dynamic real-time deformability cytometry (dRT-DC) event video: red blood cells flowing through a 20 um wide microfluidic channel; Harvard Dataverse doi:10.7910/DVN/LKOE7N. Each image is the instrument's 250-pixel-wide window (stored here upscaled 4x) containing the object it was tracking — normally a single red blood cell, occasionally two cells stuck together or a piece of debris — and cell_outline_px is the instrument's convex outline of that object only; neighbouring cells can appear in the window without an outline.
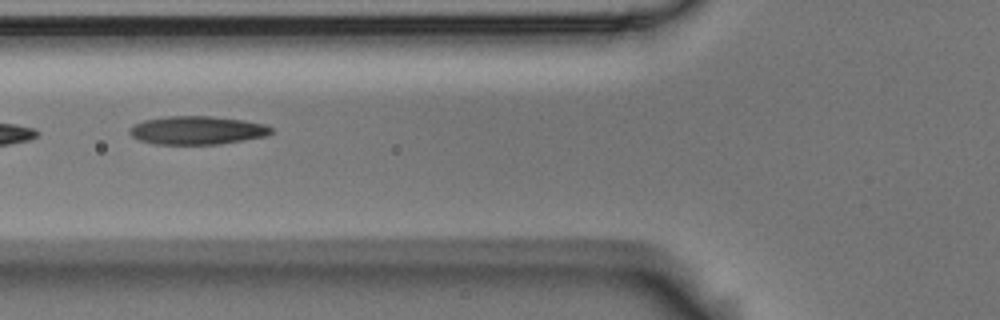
{"species": "Egyptian fruit bat (a non-hibernating species)", "species_latin": "Rousettus aegyptiacus", "temperature_condition": "room temperature", "stored_images_in_passage": 8, "camera_frame_rate_fps": 3000, "um_per_image_px": 0.085, "animal": {"sex": "male"}, "frame": {"image": 1, "passage_image": 6, "time_ms": 1.667, "image_size_px": [1000, 320], "cell_outline_px": [[272, 132], [268, 136], [220, 144], [156, 144], [140, 140], [132, 136], [128, 132], [128, 128], [144, 120], [168, 116], [212, 116], [244, 120], [268, 124], [272, 128]], "centroid_in_image_um": [16.8, 11.07], "position_along_channel_um": 109.0, "area_um2": 23.52}}
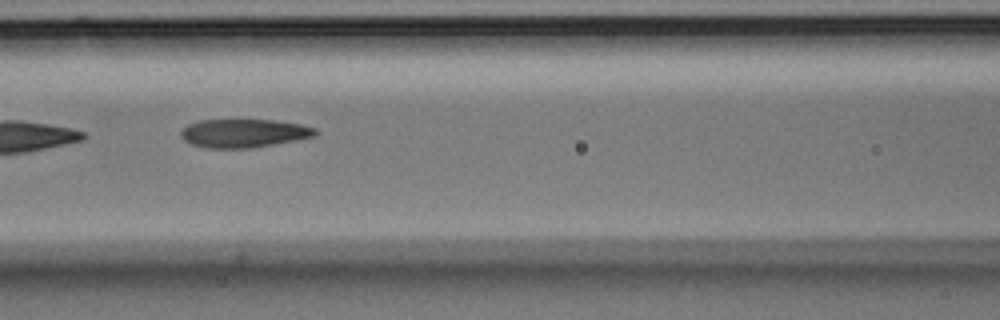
{"frame": {"image": 2, "passage_image": 7, "time_ms": 2.0, "image_size_px": [1000, 320], "cell_outline_px": [[316, 136], [296, 140], [252, 148], [204, 148], [192, 144], [184, 140], [180, 136], [180, 132], [188, 124], [200, 120], [276, 120], [300, 124], [316, 128]], "centroid_in_image_um": [20.71, 11.32], "position_along_channel_um": 145.9, "area_um2": 22.31}}
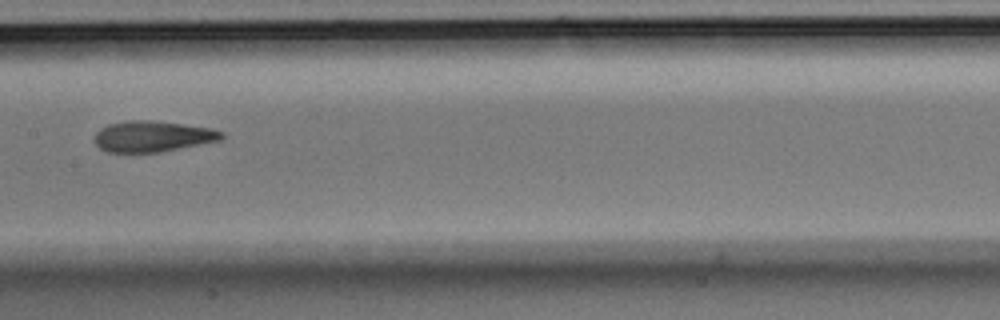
{"frame": {"image": 3, "passage_image": 8, "time_ms": 2.333, "image_size_px": [1000, 320], "cell_outline_px": [[224, 136], [220, 140], [160, 152], [108, 152], [100, 148], [96, 144], [96, 132], [100, 128], [108, 124], [128, 120], [152, 120], [212, 128], [224, 132]], "centroid_in_image_um": [12.98, 11.58], "position_along_channel_um": 194.4, "area_um2": 22.77}}